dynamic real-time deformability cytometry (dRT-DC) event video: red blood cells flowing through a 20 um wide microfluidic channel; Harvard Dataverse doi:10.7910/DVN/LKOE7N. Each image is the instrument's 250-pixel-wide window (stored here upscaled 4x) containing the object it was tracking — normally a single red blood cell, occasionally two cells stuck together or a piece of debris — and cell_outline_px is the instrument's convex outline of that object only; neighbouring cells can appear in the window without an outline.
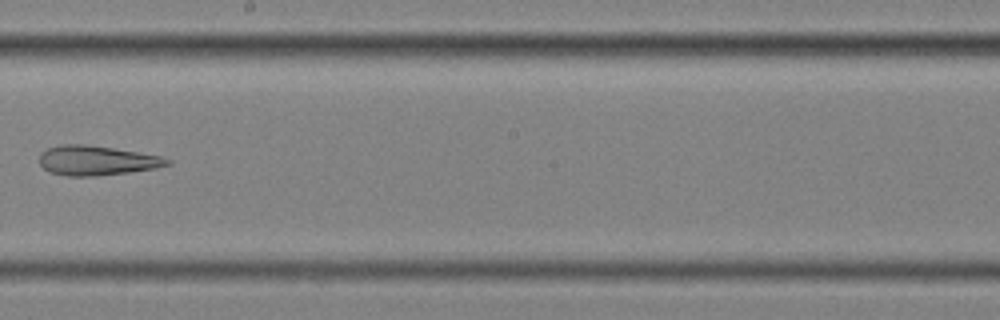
{"species": "common noctule bat (a hibernating species)", "species_latin": "Nyctalus noctula", "temperature_condition": "cold", "stored_images_in_passage": 9, "camera_frame_rate_fps": 3000, "um_per_image_px": 0.085, "animal": {"sex": "female", "body_mass_g": 25.1}, "frame": {"image": 1, "passage_image": 9, "time_ms": 2.667, "image_size_px": [1000, 320], "cell_outline_px": [[172, 164], [156, 168], [100, 176], [68, 176], [52, 172], [44, 168], [40, 164], [40, 152], [48, 148], [60, 144], [84, 144], [112, 148], [160, 156], [172, 160]], "centroid_in_image_um": [8.22, 13.64], "position_along_channel_um": 240.0, "area_um2": 21.96}}